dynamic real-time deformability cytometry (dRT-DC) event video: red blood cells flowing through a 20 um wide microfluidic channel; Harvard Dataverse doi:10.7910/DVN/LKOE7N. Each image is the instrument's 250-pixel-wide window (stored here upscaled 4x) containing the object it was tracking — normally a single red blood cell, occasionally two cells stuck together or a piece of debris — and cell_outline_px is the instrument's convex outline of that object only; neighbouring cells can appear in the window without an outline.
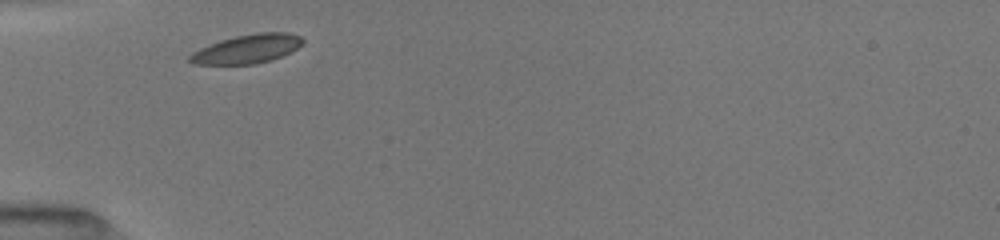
{"species": "common noctule bat (a hibernating species)", "species_latin": "Nyctalus noctula", "temperature_condition": "room temperature", "stored_images_in_passage": 6, "camera_frame_rate_fps": 3000, "um_per_image_px": 0.085, "animal": {"sex": "female", "body_mass_g": 19.5, "forearm_length_mm": 54.1}, "frame": {"image": 1, "passage_image": 1, "time_ms": 0.0, "image_size_px": [1000, 240], "cell_outline_px": [[304, 44], [292, 52], [272, 60], [256, 64], [192, 64], [188, 60], [188, 56], [192, 52], [200, 48], [220, 40], [236, 36], [256, 32], [288, 32], [300, 36], [304, 40]], "centroid_in_image_um": [21.04, 4.15], "position_along_channel_um": 64.0, "area_um2": 19.25}}
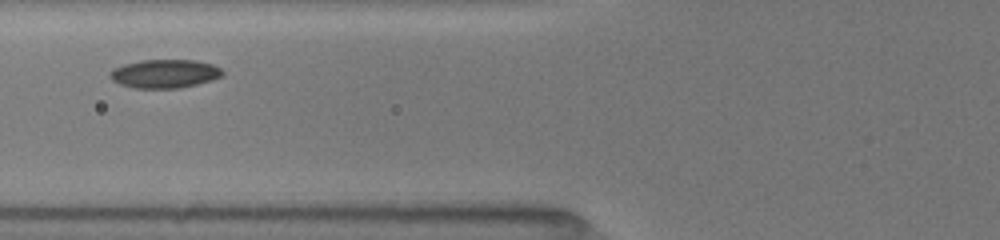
{"frame": {"image": 2, "passage_image": 4, "time_ms": 1.333, "image_size_px": [1000, 240], "cell_outline_px": [[224, 72], [220, 76], [212, 80], [180, 88], [132, 88], [120, 84], [112, 80], [108, 76], [108, 72], [112, 68], [124, 64], [140, 60], [196, 60], [212, 64], [220, 68]], "centroid_in_image_um": [13.95, 6.26], "position_along_channel_um": 111.9, "area_um2": 18.84}}